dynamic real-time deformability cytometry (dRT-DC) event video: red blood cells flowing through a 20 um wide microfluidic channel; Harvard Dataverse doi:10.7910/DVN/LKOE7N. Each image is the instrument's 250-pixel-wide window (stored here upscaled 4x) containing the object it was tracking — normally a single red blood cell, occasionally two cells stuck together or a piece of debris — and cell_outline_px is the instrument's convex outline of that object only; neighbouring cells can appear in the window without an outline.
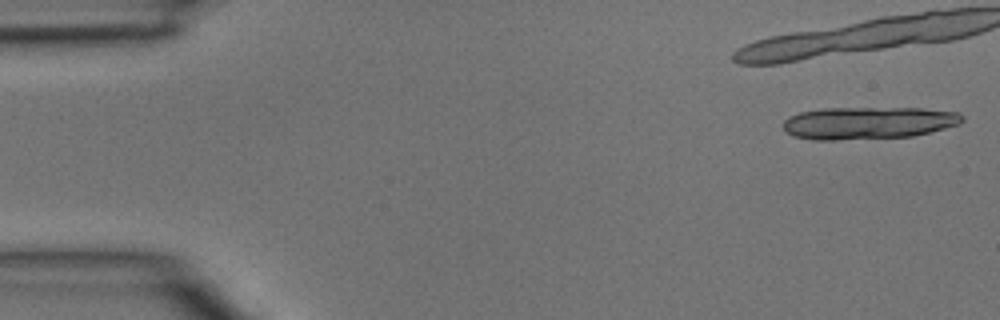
{"species": "common noctule bat (a hibernating species)", "species_latin": "Nyctalus noctula", "temperature_condition": "room temperature", "stored_images_in_passage": 33, "camera_frame_rate_fps": 3000, "um_per_image_px": 0.085, "animal": {"sex": "male", "body_mass_g": 15.6}, "frame": {"image": 1, "passage_image": 1, "time_ms": 0.0, "image_size_px": [1000, 320], "cell_outline_px": [[964, 120], [960, 124], [912, 136], [832, 140], [816, 140], [792, 136], [784, 132], [784, 120], [788, 116], [800, 112], [824, 108], [920, 108], [960, 112], [964, 116]], "centroid_in_image_um": [73.78, 10.44], "position_along_channel_um": 11.2, "area_um2": 33.87}}